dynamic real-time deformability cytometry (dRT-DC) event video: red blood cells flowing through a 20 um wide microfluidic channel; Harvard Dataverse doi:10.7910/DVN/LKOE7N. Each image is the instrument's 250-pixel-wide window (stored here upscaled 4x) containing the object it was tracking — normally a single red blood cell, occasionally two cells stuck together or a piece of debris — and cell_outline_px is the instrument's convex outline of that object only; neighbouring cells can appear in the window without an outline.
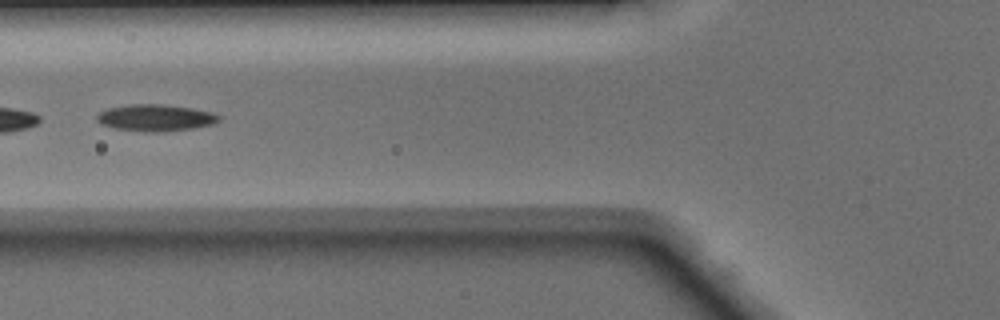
{"species": "Egyptian fruit bat (a non-hibernating species)", "species_latin": "Rousettus aegyptiacus", "temperature_condition": "warm", "stored_images_in_passage": 21, "segment_of_instrument_passage": [2, 2], "camera_frame_rate_fps": 3000, "um_per_image_px": 0.085, "animal": {"sex": "male"}, "frame": {"image": 1, "passage_image": 19, "time_ms": 6.0, "image_size_px": [1000, 320], "cell_outline_px": [[220, 120], [212, 124], [192, 128], [160, 132], [148, 132], [112, 128], [100, 124], [96, 120], [96, 116], [100, 112], [108, 108], [128, 104], [164, 104], [192, 108], [212, 112], [220, 116]], "centroid_in_image_um": [13.18, 10.01], "position_along_channel_um": 112.6, "area_um2": 19.07}}